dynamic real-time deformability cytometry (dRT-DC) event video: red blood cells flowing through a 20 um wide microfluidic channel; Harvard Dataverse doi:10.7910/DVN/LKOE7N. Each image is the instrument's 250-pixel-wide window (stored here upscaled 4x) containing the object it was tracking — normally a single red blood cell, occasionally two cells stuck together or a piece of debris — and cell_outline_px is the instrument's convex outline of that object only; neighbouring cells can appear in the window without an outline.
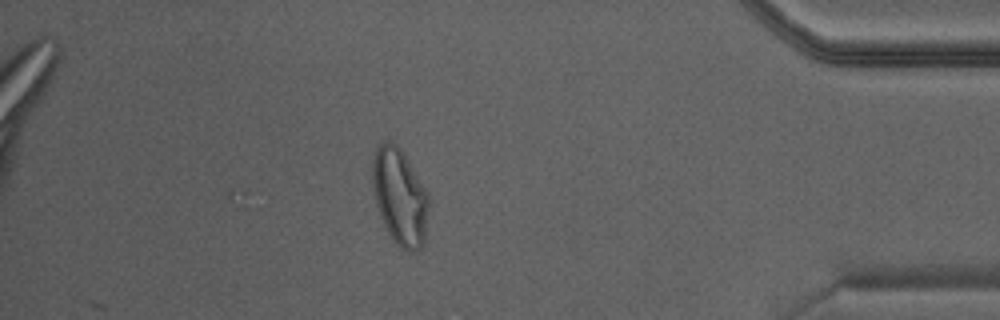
{"species": "Egyptian fruit bat (a non-hibernating species)", "species_latin": "Rousettus aegyptiacus", "temperature_condition": "warm", "stored_images_in_passage": 29, "camera_frame_rate_fps": 3000, "um_per_image_px": 0.085, "animal": {"sex": "male"}, "frame": {"image": 1, "passage_image": 25, "time_ms": 8.0, "image_size_px": [1000, 320], "cell_outline_px": [[428, 208], [424, 244], [420, 248], [412, 252], [408, 252], [400, 248], [392, 240], [384, 224], [376, 204], [372, 184], [372, 160], [376, 148], [384, 140], [388, 140], [396, 144], [400, 148], [428, 192]], "centroid_in_image_um": [33.97, 16.73], "position_along_channel_um": 401.2, "area_um2": 31.67}}